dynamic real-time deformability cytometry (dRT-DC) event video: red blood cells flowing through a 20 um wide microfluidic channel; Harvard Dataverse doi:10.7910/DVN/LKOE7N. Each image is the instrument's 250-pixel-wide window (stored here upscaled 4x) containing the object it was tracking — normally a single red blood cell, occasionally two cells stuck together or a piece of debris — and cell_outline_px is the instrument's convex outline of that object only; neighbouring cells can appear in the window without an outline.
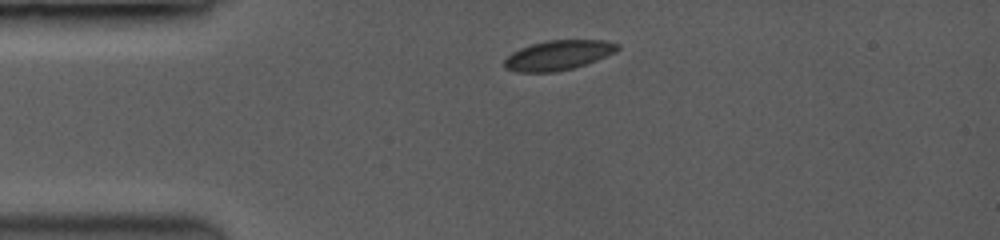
{"species": "common noctule bat (a hibernating species)", "species_latin": "Nyctalus noctula", "temperature_condition": "room temperature", "stored_images_in_passage": 8, "camera_frame_rate_fps": 3500, "um_per_image_px": 0.085, "animal": {"sex": "female", "body_mass_g": 19.0, "forearm_length_mm": 53.3}, "frame": {"image": 1, "passage_image": 1, "time_ms": 0.0, "image_size_px": [1000, 240], "cell_outline_px": [[620, 48], [596, 60], [572, 68], [552, 72], [520, 72], [508, 68], [504, 64], [504, 60], [512, 52], [520, 48], [532, 44], [548, 40], [600, 40], [620, 44]], "centroid_in_image_um": [47.43, 4.68], "position_along_channel_um": 37.6, "area_um2": 19.13}}
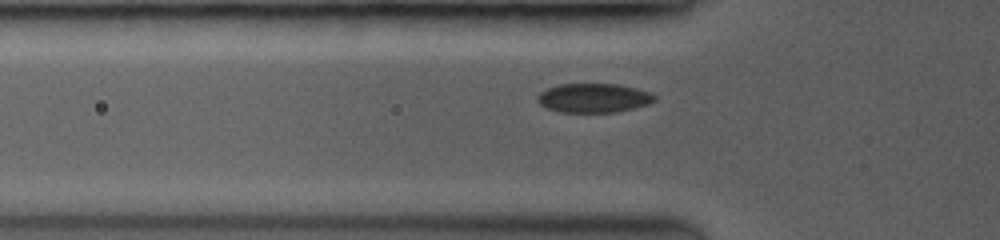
{"frame": {"image": 2, "passage_image": 6, "time_ms": 1.714, "image_size_px": [1000, 240], "cell_outline_px": [[656, 96], [648, 104], [616, 112], [560, 112], [548, 108], [540, 104], [536, 100], [540, 92], [548, 88], [560, 84], [616, 84], [648, 92]], "centroid_in_image_um": [50.4, 8.33], "position_along_channel_um": 75.4, "area_um2": 19.48}}